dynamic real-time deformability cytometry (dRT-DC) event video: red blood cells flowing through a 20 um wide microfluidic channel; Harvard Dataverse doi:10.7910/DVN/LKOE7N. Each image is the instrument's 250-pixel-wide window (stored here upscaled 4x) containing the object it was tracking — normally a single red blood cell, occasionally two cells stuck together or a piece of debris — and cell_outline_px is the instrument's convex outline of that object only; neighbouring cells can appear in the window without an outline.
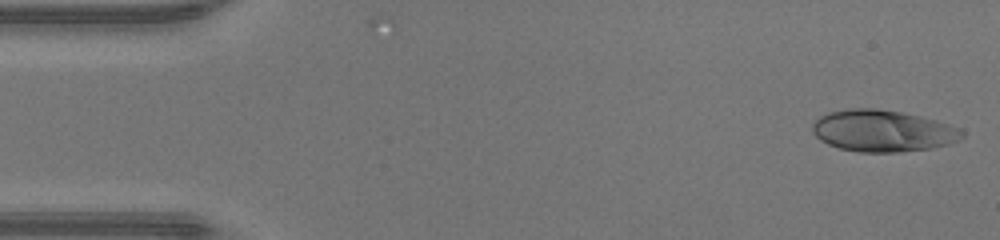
{"species": "human", "species_latin": "Homo sapiens", "temperature_condition": "warm", "stored_images_in_passage": 45, "camera_frame_rate_fps": 3000, "um_per_image_px": 0.085, "donor": {"sex": "male"}, "frame": {"image": 1, "passage_image": 1, "time_ms": 0.0, "image_size_px": [1000, 240], "cell_outline_px": [[964, 136], [960, 140], [948, 144], [932, 148], [900, 152], [860, 152], [840, 148], [828, 144], [820, 140], [812, 132], [812, 124], [820, 116], [828, 112], [848, 108], [876, 108], [900, 112], [920, 116], [936, 120], [960, 128], [964, 132]], "centroid_in_image_um": [75.03, 11.12], "position_along_channel_um": 10.0, "area_um2": 36.47}}
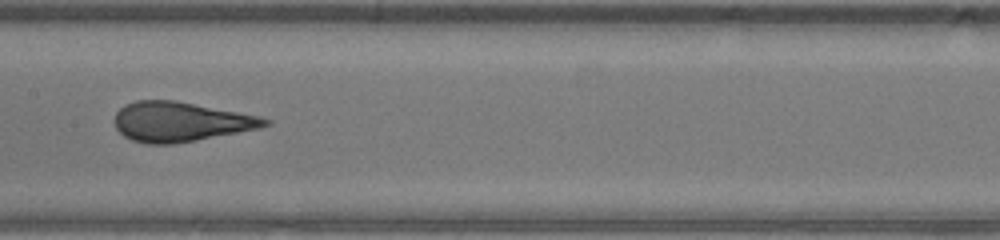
{"frame": {"image": 2, "passage_image": 22, "time_ms": 7.0, "image_size_px": [1000, 240], "cell_outline_px": [[272, 124], [260, 128], [196, 140], [172, 144], [144, 144], [132, 140], [124, 136], [116, 128], [116, 112], [124, 104], [136, 100], [176, 100], [260, 116], [272, 120]], "centroid_in_image_um": [15.36, 10.34], "position_along_channel_um": 192.0, "area_um2": 34.8}}
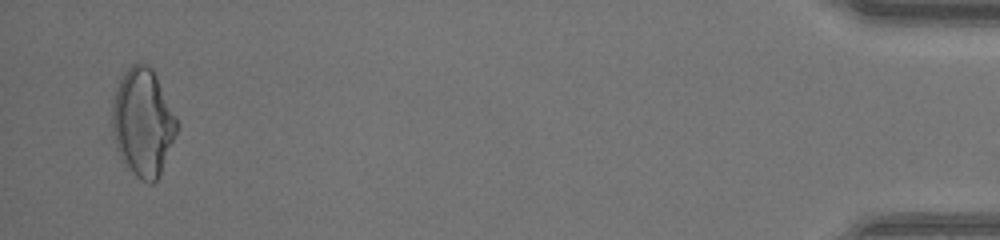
{"frame": {"image": 3, "passage_image": 44, "time_ms": 14.333, "image_size_px": [1000, 240], "cell_outline_px": [[180, 124], [160, 176], [152, 184], [148, 184], [136, 176], [120, 160], [116, 148], [112, 132], [112, 100], [116, 88], [124, 72], [136, 60], [148, 64], [152, 68]], "centroid_in_image_um": [12.14, 10.41], "position_along_channel_um": 423.1, "area_um2": 41.15}, "authors_computed_cell_mechanics": {"area_um2": 34.9112, "velocity_mm_per_s": 4.4211, "shape_relaxation_time_tau1_ms": 8.2186, "shape_relaxation_time_tau2_ms": null, "deformation_change_tau1": 0.3053, "deformation_change_tau2": null}}